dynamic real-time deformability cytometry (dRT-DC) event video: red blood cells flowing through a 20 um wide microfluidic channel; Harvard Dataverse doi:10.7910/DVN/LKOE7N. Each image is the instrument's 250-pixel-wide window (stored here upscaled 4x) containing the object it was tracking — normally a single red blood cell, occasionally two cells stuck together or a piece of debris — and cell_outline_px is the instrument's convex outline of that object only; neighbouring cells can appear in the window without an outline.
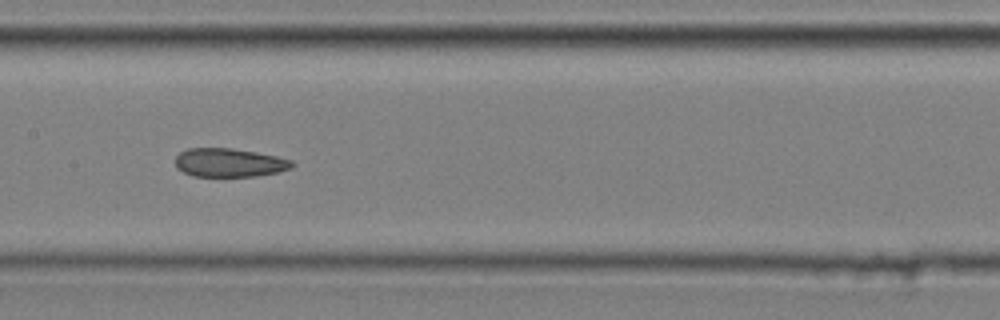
{"species": "common noctule bat (a hibernating species)", "species_latin": "Nyctalus noctula", "temperature_condition": "cold", "stored_images_in_passage": 9, "camera_frame_rate_fps": 3000, "um_per_image_px": 0.085, "animal": {"sex": "male", "body_mass_g": 20.4}, "frame": {"image": 1, "passage_image": 6, "time_ms": 1.667, "image_size_px": [1000, 320], "cell_outline_px": [[296, 164], [292, 168], [276, 172], [256, 176], [192, 176], [176, 168], [176, 156], [180, 152], [188, 148], [232, 148], [256, 152], [276, 156], [292, 160]], "centroid_in_image_um": [19.49, 13.82], "position_along_channel_um": 187.9, "area_um2": 19.48}}
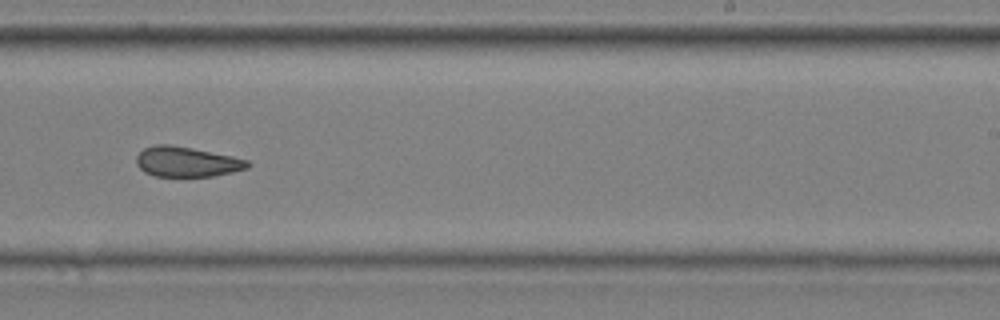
{"frame": {"image": 2, "passage_image": 8, "time_ms": 2.333, "image_size_px": [1000, 320], "cell_outline_px": [[252, 164], [248, 168], [232, 172], [212, 176], [152, 176], [144, 172], [136, 164], [136, 156], [144, 148], [156, 144], [168, 144], [192, 148], [232, 156], [248, 160]], "centroid_in_image_um": [15.86, 13.75], "position_along_channel_um": 273.1, "area_um2": 19.54}}
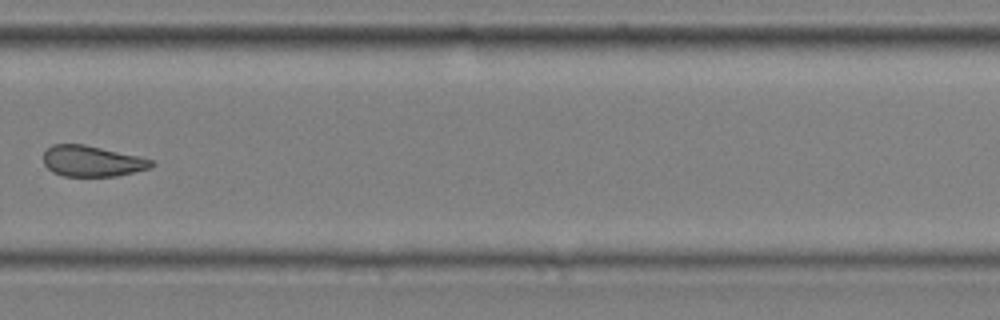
{"frame": {"image": 3, "passage_image": 9, "time_ms": 2.667, "image_size_px": [1000, 320], "cell_outline_px": [[156, 164], [148, 168], [116, 176], [64, 176], [52, 172], [44, 164], [44, 152], [52, 144], [84, 144], [136, 156], [152, 160]], "centroid_in_image_um": [7.78, 13.7], "position_along_channel_um": 322.0, "area_um2": 19.13}}